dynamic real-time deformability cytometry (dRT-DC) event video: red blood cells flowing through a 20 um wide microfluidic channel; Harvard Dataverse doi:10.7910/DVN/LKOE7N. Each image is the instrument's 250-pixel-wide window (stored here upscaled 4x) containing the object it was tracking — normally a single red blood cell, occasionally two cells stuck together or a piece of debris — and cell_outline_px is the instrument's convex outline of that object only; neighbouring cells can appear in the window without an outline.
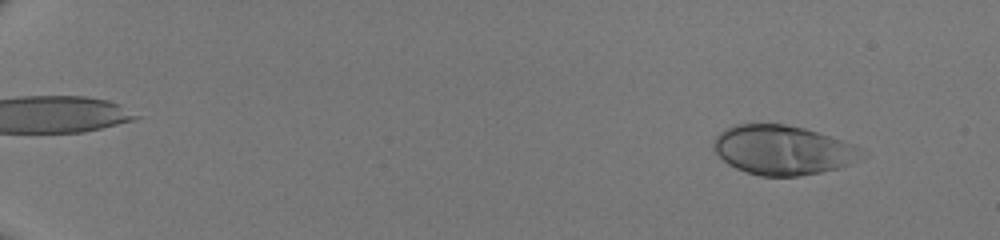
{"species": "human", "species_latin": "Homo sapiens", "temperature_condition": "room temperature", "stored_images_in_passage": 50, "camera_frame_rate_fps": 3000, "um_per_image_px": 0.085, "donor": {"sex": "male"}, "frame": {"image": 1, "passage_image": 5, "time_ms": 1.333, "image_size_px": [1000, 240], "cell_outline_px": [[868, 156], [848, 164], [836, 168], [820, 172], [796, 176], [760, 176], [736, 168], [728, 164], [712, 148], [712, 140], [720, 132], [732, 124], [784, 124], [804, 128], [852, 144], [868, 152]], "centroid_in_image_um": [66.53, 12.75], "position_along_channel_um": 18.5, "area_um2": 42.54}}
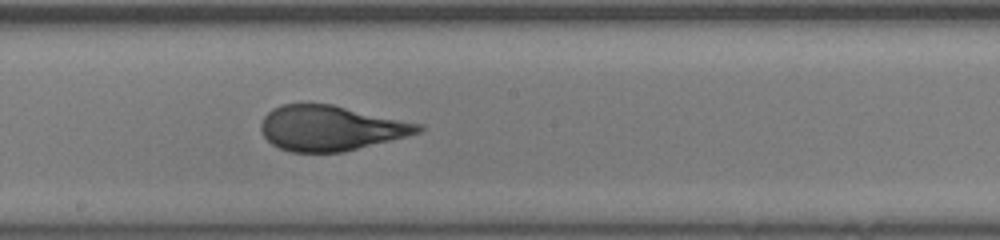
{"frame": {"image": 2, "passage_image": 31, "time_ms": 10.0, "image_size_px": [1000, 240], "cell_outline_px": [[424, 128], [420, 132], [408, 136], [344, 152], [292, 152], [280, 148], [272, 144], [264, 136], [260, 128], [260, 124], [264, 116], [272, 108], [280, 104], [332, 104], [424, 124]], "centroid_in_image_um": [28.13, 10.88], "position_along_channel_um": 220.1, "area_um2": 41.5}}
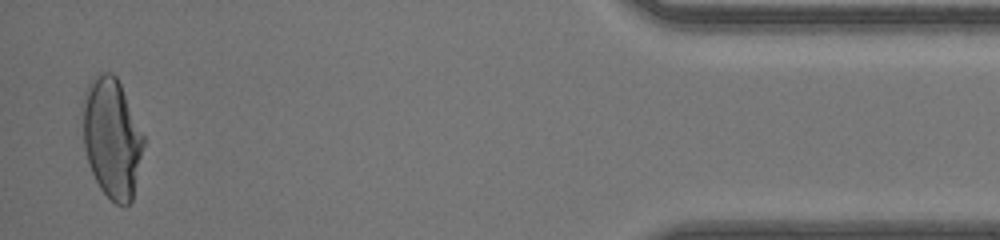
{"frame": {"image": 3, "passage_image": 49, "time_ms": 16.0, "image_size_px": [1000, 240], "cell_outline_px": [[144, 144], [132, 200], [128, 204], [116, 204], [100, 188], [88, 164], [84, 148], [80, 108], [80, 104], [84, 88], [92, 76], [96, 72], [112, 72], [116, 76], [120, 84], [144, 136]], "centroid_in_image_um": [9.44, 11.64], "position_along_channel_um": 425.8, "area_um2": 43.06}}